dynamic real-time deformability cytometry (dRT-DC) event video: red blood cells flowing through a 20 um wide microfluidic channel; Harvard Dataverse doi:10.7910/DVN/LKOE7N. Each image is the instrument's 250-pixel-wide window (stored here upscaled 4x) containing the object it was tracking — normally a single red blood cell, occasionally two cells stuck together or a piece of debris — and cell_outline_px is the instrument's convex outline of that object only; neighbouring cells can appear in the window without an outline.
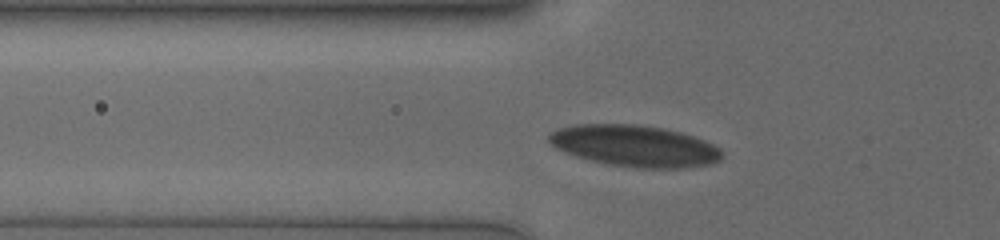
{"species": "human", "species_latin": "Homo sapiens", "temperature_condition": "cold", "stored_images_in_passage": 38, "camera_frame_rate_fps": 3000, "um_per_image_px": 0.085, "donor": {"sex": "male"}, "frame": {"image": 1, "passage_image": 8, "time_ms": 2.333, "image_size_px": [1000, 240], "cell_outline_px": [[724, 156], [720, 160], [712, 164], [684, 168], [640, 168], [608, 164], [588, 160], [564, 152], [556, 148], [548, 140], [548, 132], [572, 124], [640, 124], [664, 128], [680, 132], [704, 140], [720, 148], [724, 152]], "centroid_in_image_um": [53.96, 12.4], "position_along_channel_um": 71.8, "area_um2": 42.19}}
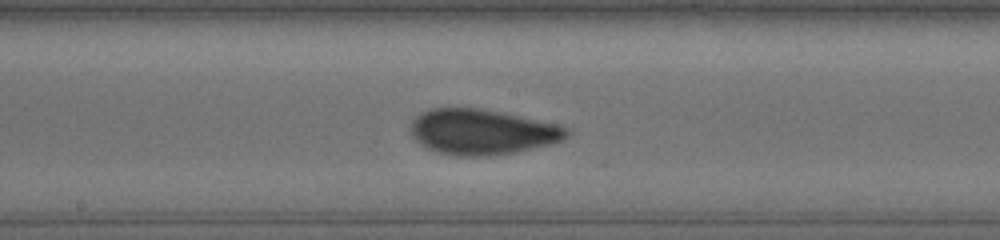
{"frame": {"image": 2, "passage_image": 19, "time_ms": 6.0, "image_size_px": [1000, 240], "cell_outline_px": [[572, 132], [568, 136], [556, 144], [516, 152], [488, 156], [456, 156], [436, 152], [420, 144], [412, 136], [412, 120], [416, 116], [432, 108], [480, 108], [500, 112], [556, 124], [568, 128]], "centroid_in_image_um": [41.02, 11.23], "position_along_channel_um": 207.2, "area_um2": 41.33}}
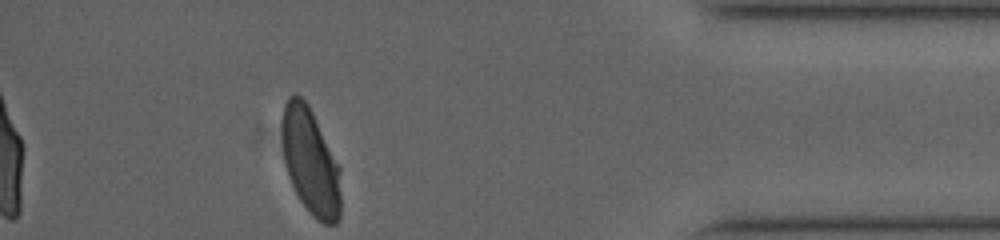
{"frame": {"image": 3, "passage_image": 38, "time_ms": 12.333, "image_size_px": [1000, 240], "cell_outline_px": [[340, 216], [336, 224], [324, 224], [316, 220], [312, 216], [300, 200], [288, 176], [284, 164], [280, 124], [280, 116], [284, 104], [288, 96], [296, 92], [308, 104], [340, 168]], "centroid_in_image_um": [26.35, 13.71], "position_along_channel_um": 408.8, "area_um2": 36.88}, "authors_computed_cell_mechanics": {"area_um2": 40.2577, "velocity_mm_per_s": 3.7416, "shape_relaxation_time_tau1_ms": 4.613, "shape_relaxation_time_tau2_ms": null, "deformation_change_tau1": 0.1263, "deformation_change_tau2": null}}